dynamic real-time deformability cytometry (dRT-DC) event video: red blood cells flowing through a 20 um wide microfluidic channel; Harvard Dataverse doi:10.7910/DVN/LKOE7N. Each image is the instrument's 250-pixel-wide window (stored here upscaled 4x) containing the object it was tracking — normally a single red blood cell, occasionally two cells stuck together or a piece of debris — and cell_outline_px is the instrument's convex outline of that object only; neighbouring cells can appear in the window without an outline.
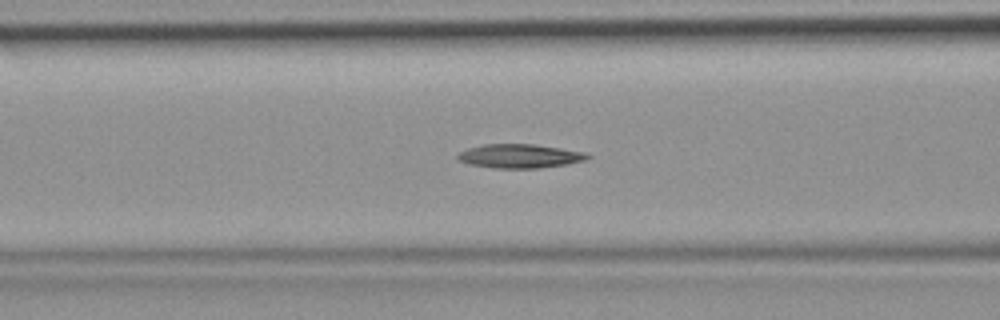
{"species": "common noctule bat (a hibernating species)", "species_latin": "Nyctalus noctula", "temperature_condition": "room temperature", "stored_images_in_passage": 45, "camera_frame_rate_fps": 3000, "um_per_image_px": 0.085, "animal": {"sex": "female", "body_mass_g": 19.9}, "frame": {"image": 1, "passage_image": 16, "time_ms": 5.0, "image_size_px": [1000, 320], "cell_outline_px": [[592, 156], [584, 160], [568, 164], [540, 168], [496, 168], [468, 164], [456, 160], [456, 156], [460, 152], [468, 148], [484, 144], [532, 144], [588, 152]], "centroid_in_image_um": [44.18, 13.27], "position_along_channel_um": 122.4, "area_um2": 18.21}}
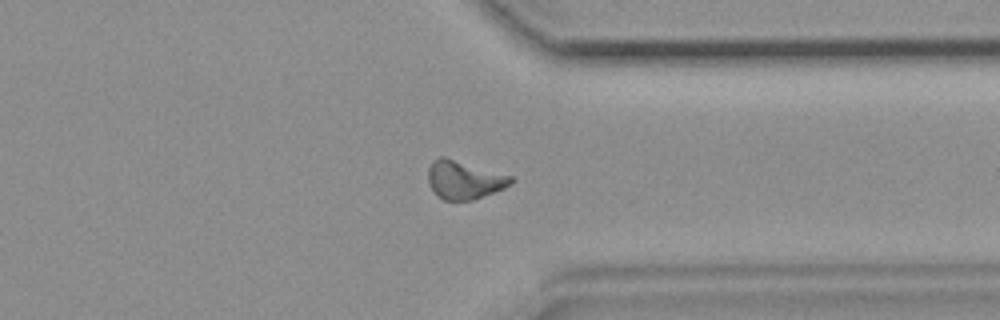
{"frame": {"image": 2, "passage_image": 34, "time_ms": 11.0, "image_size_px": [1000, 320], "cell_outline_px": [[516, 180], [512, 184], [504, 188], [472, 200], [444, 200], [436, 196], [428, 180], [428, 168], [432, 160], [440, 156], [444, 156], [512, 176]], "centroid_in_image_um": [39.45, 15.28], "position_along_channel_um": 372.0, "area_um2": 18.55}}
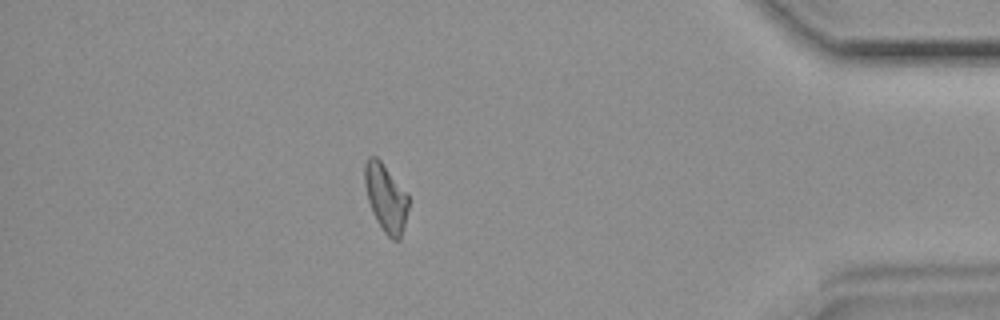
{"frame": {"image": 3, "passage_image": 39, "time_ms": 12.667, "image_size_px": [1000, 320], "cell_outline_px": [[408, 208], [400, 240], [392, 240], [384, 232], [376, 220], [372, 212], [368, 200], [364, 184], [364, 164], [368, 156], [376, 156], [380, 160], [408, 192]], "centroid_in_image_um": [32.78, 16.79], "position_along_channel_um": 402.4, "area_um2": 17.46}}